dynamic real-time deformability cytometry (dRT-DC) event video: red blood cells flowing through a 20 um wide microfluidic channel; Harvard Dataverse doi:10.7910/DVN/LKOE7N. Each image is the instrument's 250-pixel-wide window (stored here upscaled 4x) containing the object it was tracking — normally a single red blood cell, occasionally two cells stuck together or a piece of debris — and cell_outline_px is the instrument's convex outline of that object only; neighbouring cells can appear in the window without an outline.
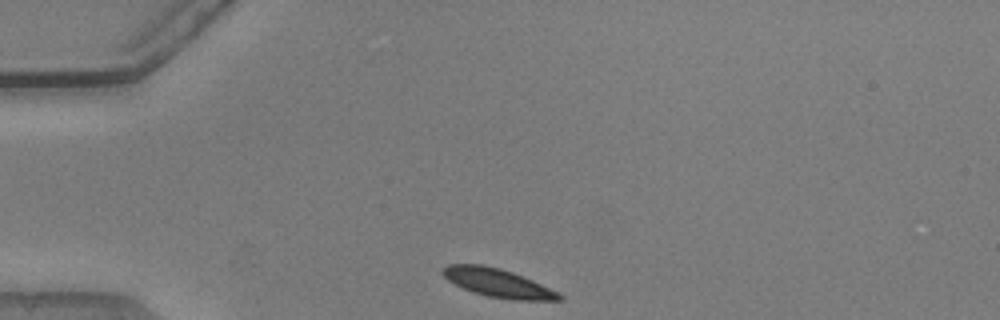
{"species": "common noctule bat (a hibernating species)", "species_latin": "Nyctalus noctula", "temperature_condition": "warm", "stored_images_in_passage": 20, "camera_frame_rate_fps": 3000, "um_per_image_px": 0.085, "animal": {"sex": "male", "body_mass_g": 20.5, "forearm_length_mm": 52.5}, "frame": {"image": 1, "passage_image": 1, "time_ms": 0.0, "image_size_px": [1000, 320], "cell_outline_px": [[564, 300], [512, 300], [488, 296], [472, 292], [448, 280], [440, 272], [448, 264], [484, 264], [500, 268], [512, 272], [532, 280], [564, 296]], "centroid_in_image_um": [42.3, 24.04], "position_along_channel_um": 42.7, "area_um2": 19.13}}
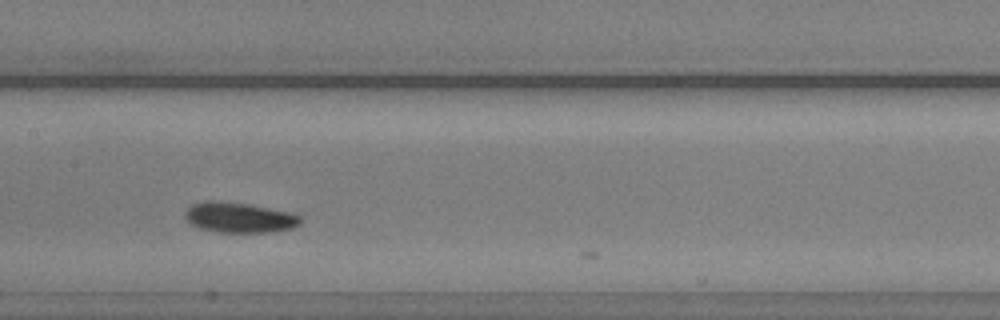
{"frame": {"image": 2, "passage_image": 15, "time_ms": 4.667, "image_size_px": [1000, 320], "cell_outline_px": [[300, 224], [292, 228], [272, 232], [216, 232], [196, 228], [184, 216], [184, 212], [192, 204], [208, 200], [220, 200], [248, 204], [288, 212], [300, 216]], "centroid_in_image_um": [20.29, 18.49], "position_along_channel_um": 187.1, "area_um2": 20.4}}
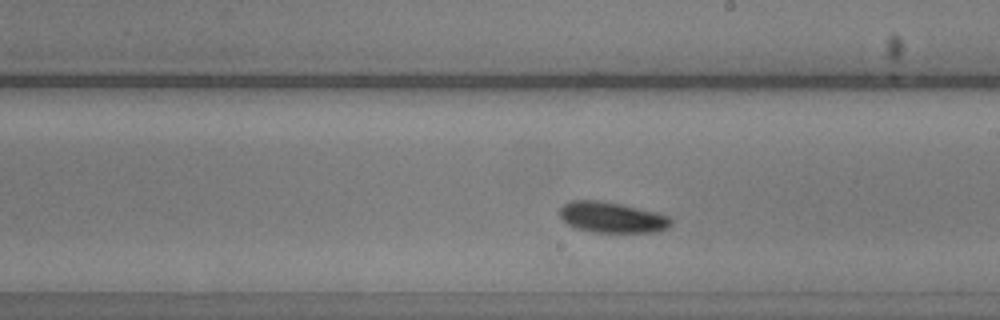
{"frame": {"image": 3, "passage_image": 19, "time_ms": 6.0, "image_size_px": [1000, 320], "cell_outline_px": [[672, 224], [668, 228], [656, 232], [592, 232], [576, 228], [568, 224], [560, 216], [560, 208], [564, 204], [572, 200], [600, 200], [620, 204], [656, 212], [668, 216], [672, 220]], "centroid_in_image_um": [52.02, 18.48], "position_along_channel_um": 237.0, "area_um2": 19.88}}